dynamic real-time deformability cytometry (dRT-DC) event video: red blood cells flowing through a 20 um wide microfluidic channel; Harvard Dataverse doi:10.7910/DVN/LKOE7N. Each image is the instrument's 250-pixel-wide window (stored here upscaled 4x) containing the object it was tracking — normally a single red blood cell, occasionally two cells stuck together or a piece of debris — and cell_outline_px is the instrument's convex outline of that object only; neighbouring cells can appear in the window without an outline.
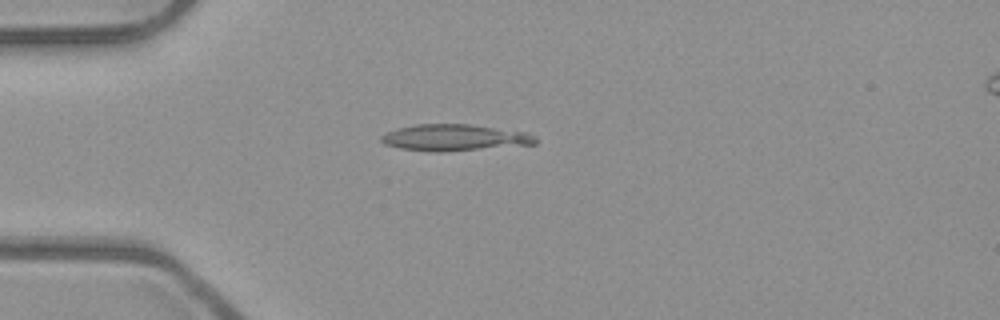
{"species": "common noctule bat (a hibernating species)", "species_latin": "Nyctalus noctula", "temperature_condition": "room temperature", "stored_images_in_passage": 6, "camera_frame_rate_fps": 3000, "um_per_image_px": 0.085, "animal": {"sex": "male", "body_mass_g": 23.1, "forearm_length_mm": 52.7}, "frame": {"image": 1, "passage_image": 4, "time_ms": 1.0, "image_size_px": [1000, 320], "cell_outline_px": [[536, 144], [444, 152], [428, 152], [400, 148], [384, 144], [380, 140], [380, 136], [388, 132], [400, 128], [416, 124], [468, 124], [528, 132], [536, 136]], "centroid_in_image_um": [38.65, 11.71], "position_along_channel_um": 46.4, "area_um2": 23.87}}